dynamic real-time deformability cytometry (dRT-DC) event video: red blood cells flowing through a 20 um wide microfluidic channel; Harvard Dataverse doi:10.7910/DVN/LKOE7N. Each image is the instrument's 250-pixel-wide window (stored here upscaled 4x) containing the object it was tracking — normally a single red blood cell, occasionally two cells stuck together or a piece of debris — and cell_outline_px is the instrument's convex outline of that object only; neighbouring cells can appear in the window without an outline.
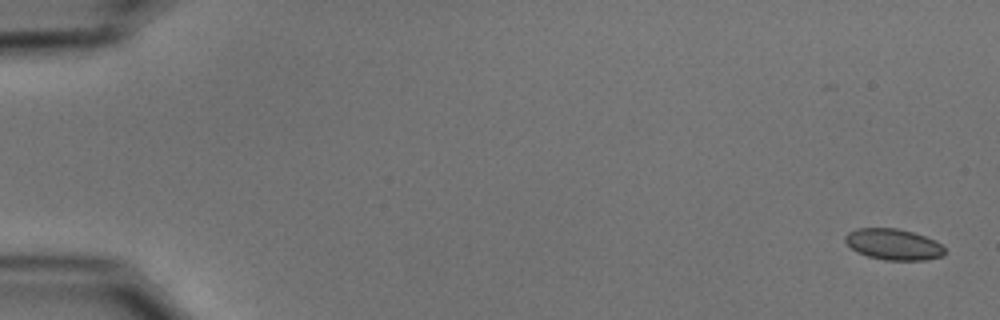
{"species": "common noctule bat (a hibernating species)", "species_latin": "Nyctalus noctula", "temperature_condition": "cold", "stored_images_in_passage": 56, "segment_of_instrument_passage": [1, 2], "camera_frame_rate_fps": 3000, "um_per_image_px": 0.085, "animal": {"sex": "male", "body_mass_g": 15.6}, "frame": {"image": 1, "passage_image": 2, "time_ms": 0.333, "image_size_px": [1000, 320], "cell_outline_px": [[944, 252], [940, 256], [924, 260], [884, 260], [868, 256], [856, 252], [844, 240], [844, 236], [848, 232], [856, 228], [896, 228], [912, 232], [924, 236], [940, 244], [944, 248]], "centroid_in_image_um": [75.88, 20.76], "position_along_channel_um": 9.1, "area_um2": 17.8}}
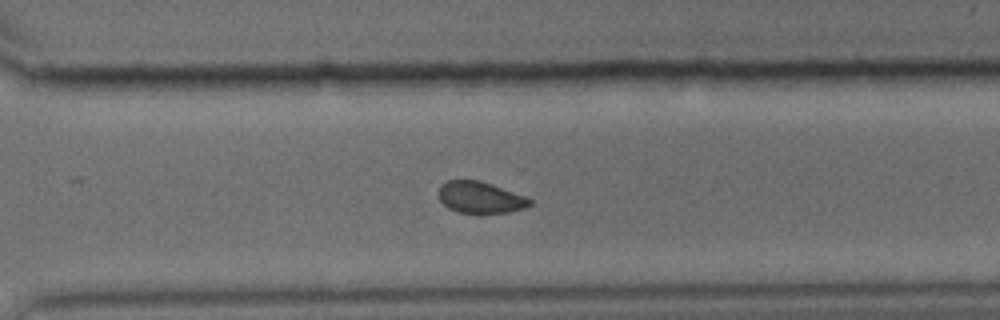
{"frame": {"image": 2, "passage_image": 40, "time_ms": 13.0, "image_size_px": [1000, 320], "cell_outline_px": [[532, 204], [524, 208], [508, 212], [456, 212], [448, 208], [440, 200], [436, 192], [440, 184], [448, 180], [480, 180], [492, 184], [524, 196], [532, 200]], "centroid_in_image_um": [40.77, 16.76], "position_along_channel_um": 329.8, "area_um2": 16.7}}
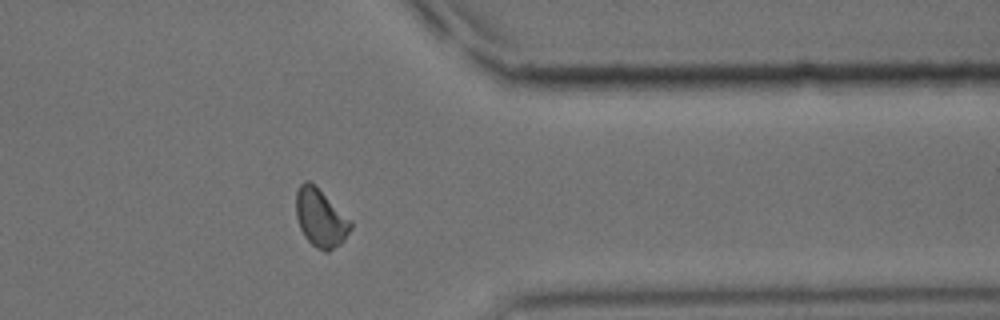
{"frame": {"image": 3, "passage_image": 45, "time_ms": 14.667, "image_size_px": [1000, 320], "cell_outline_px": [[352, 228], [344, 240], [340, 244], [328, 252], [324, 252], [316, 248], [304, 236], [300, 228], [296, 216], [296, 192], [300, 184], [304, 180], [308, 180], [352, 220]], "centroid_in_image_um": [27.25, 18.55], "position_along_channel_um": 384.2, "area_um2": 18.38}}